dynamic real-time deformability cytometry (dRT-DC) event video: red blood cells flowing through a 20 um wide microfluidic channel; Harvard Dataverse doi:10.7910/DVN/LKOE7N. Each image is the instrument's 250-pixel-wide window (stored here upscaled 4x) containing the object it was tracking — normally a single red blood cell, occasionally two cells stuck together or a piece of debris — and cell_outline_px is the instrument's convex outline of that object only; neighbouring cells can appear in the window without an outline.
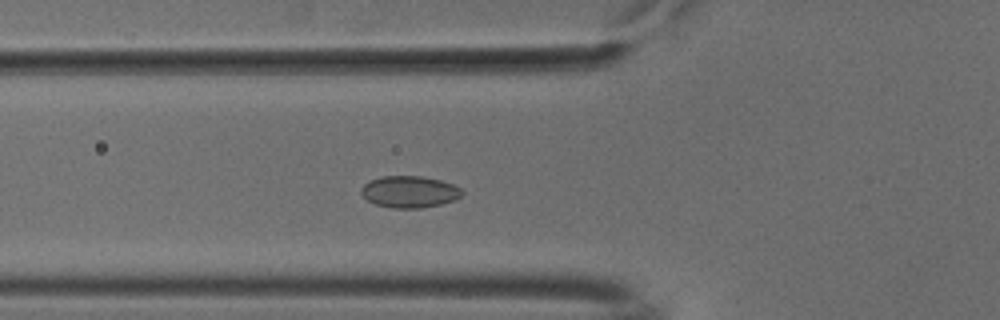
{"species": "common noctule bat (a hibernating species)", "species_latin": "Nyctalus noctula", "temperature_condition": "cold", "stored_images_in_passage": 50, "camera_frame_rate_fps": 3000, "um_per_image_px": 0.085, "animal": {"sex": "male", "body_mass_g": 18.8}, "frame": {"image": 1, "passage_image": 16, "time_ms": 5.0, "image_size_px": [1000, 320], "cell_outline_px": [[464, 192], [456, 200], [440, 204], [420, 208], [392, 208], [376, 204], [368, 200], [360, 192], [360, 188], [364, 184], [372, 180], [384, 176], [424, 176], [440, 180], [452, 184], [460, 188]], "centroid_in_image_um": [34.82, 16.3], "position_along_channel_um": 91.0, "area_um2": 18.55}}
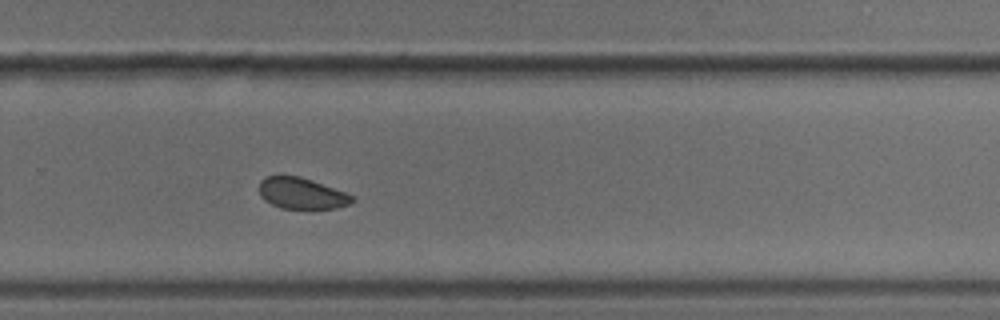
{"frame": {"image": 2, "passage_image": 33, "time_ms": 10.667, "image_size_px": [1000, 320], "cell_outline_px": [[356, 200], [348, 204], [336, 208], [312, 212], [280, 208], [264, 200], [260, 196], [260, 180], [264, 176], [300, 176], [312, 180], [356, 196]], "centroid_in_image_um": [25.68, 16.49], "position_along_channel_um": 304.1, "area_um2": 17.69}}
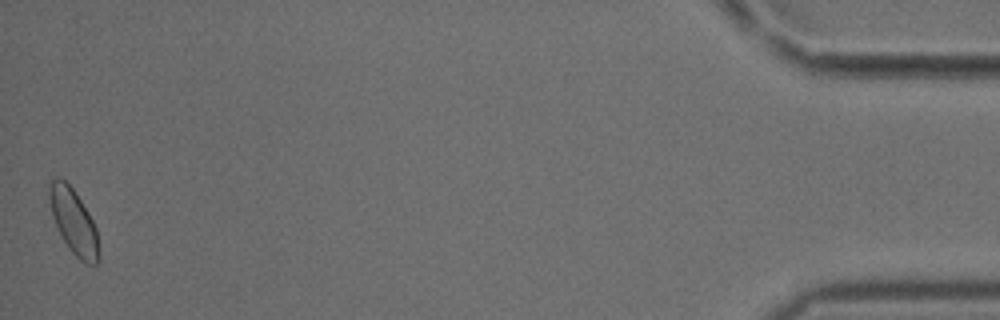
{"frame": {"image": 3, "passage_image": 50, "time_ms": 16.333, "image_size_px": [1000, 320], "cell_outline_px": [[100, 260], [96, 264], [88, 264], [80, 260], [68, 248], [60, 236], [52, 216], [48, 196], [48, 188], [52, 180], [56, 176], [60, 176], [76, 192], [88, 212], [96, 228], [100, 252]], "centroid_in_image_um": [6.25, 18.84], "position_along_channel_um": 428.9, "area_um2": 19.02}, "authors_computed_cell_mechanics": {"area_um2": 18.2648, "velocity_mm_per_s": 3.7544, "shape_relaxation_time_tau1_ms": null, "shape_relaxation_time_tau2_ms": 1.6217, "deformation_change_tau1": null, "deformation_change_tau2": 0.0521}}